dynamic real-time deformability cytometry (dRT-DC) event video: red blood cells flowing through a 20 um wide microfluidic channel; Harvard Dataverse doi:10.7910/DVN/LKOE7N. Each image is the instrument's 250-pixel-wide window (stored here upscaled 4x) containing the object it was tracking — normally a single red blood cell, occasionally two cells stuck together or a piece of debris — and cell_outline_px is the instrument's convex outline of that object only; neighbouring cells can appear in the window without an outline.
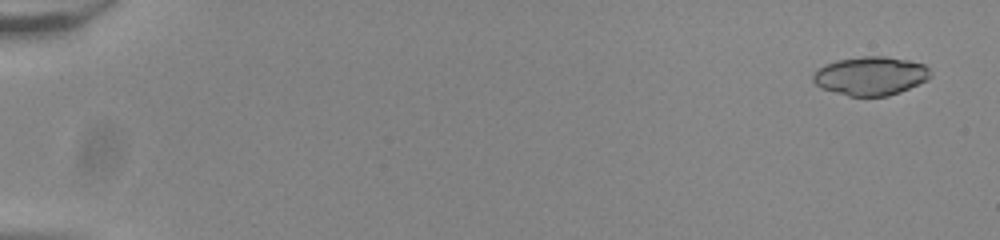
{"species": "common noctule bat (a hibernating species)", "species_latin": "Nyctalus noctula", "temperature_condition": "room temperature", "stored_images_in_passage": 55, "camera_frame_rate_fps": 3000, "um_per_image_px": 0.085, "animal": {"sex": "male", "body_mass_g": 20.0, "forearm_length_mm": 53.3}, "frame": {"image": 1, "passage_image": 3, "time_ms": 0.667, "image_size_px": [1000, 240], "cell_outline_px": [[932, 76], [928, 80], [900, 92], [888, 96], [848, 96], [820, 88], [812, 80], [812, 76], [816, 68], [836, 60], [864, 56], [884, 56], [908, 60], [924, 64], [932, 72]], "centroid_in_image_um": [74.0, 6.45], "position_along_channel_um": 11.0, "area_um2": 26.7}}
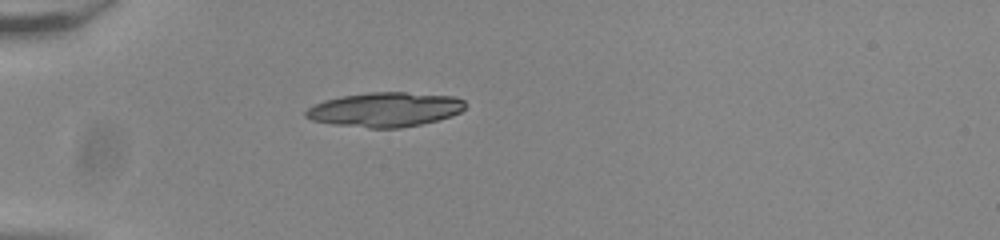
{"frame": {"image": 2, "passage_image": 18, "time_ms": 5.667, "image_size_px": [1000, 240], "cell_outline_px": [[468, 104], [460, 112], [452, 116], [420, 124], [400, 128], [368, 128], [336, 124], [312, 120], [304, 116], [304, 112], [308, 108], [324, 100], [344, 96], [368, 92], [404, 92], [452, 96], [464, 100]], "centroid_in_image_um": [32.75, 9.31], "position_along_channel_um": 52.2, "area_um2": 31.85}}